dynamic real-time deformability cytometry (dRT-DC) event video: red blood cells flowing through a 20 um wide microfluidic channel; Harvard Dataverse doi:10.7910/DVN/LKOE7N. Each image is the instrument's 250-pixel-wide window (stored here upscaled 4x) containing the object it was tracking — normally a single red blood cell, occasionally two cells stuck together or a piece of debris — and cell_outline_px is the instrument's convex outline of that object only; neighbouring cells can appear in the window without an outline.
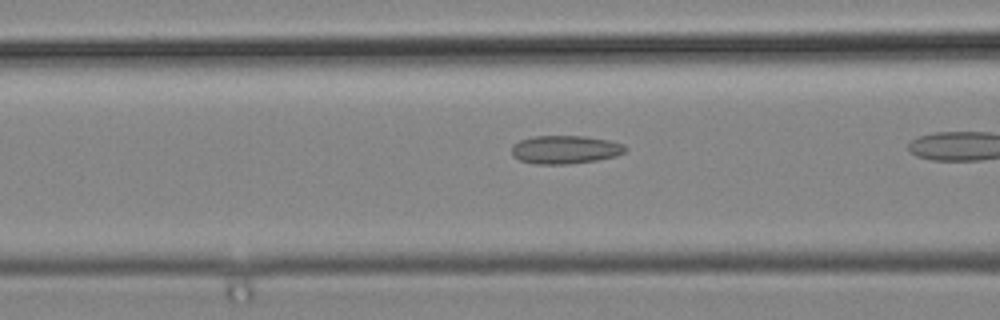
{"species": "common noctule bat (a hibernating species)", "species_latin": "Nyctalus noctula", "temperature_condition": "cold", "stored_images_in_passage": 15, "camera_frame_rate_fps": 3000, "um_per_image_px": 0.085, "animal": {"sex": "male", "body_mass_g": 19.2, "forearm_length_mm": 51.8}, "frame": {"image": 1, "passage_image": 13, "time_ms": 4.0, "image_size_px": [1000, 320], "cell_outline_px": [[628, 148], [624, 152], [616, 156], [596, 160], [568, 164], [536, 164], [520, 160], [512, 156], [512, 144], [520, 140], [536, 136], [584, 136], [608, 140], [624, 144]], "centroid_in_image_um": [48.04, 12.71], "position_along_channel_um": 118.6, "area_um2": 18.73}}